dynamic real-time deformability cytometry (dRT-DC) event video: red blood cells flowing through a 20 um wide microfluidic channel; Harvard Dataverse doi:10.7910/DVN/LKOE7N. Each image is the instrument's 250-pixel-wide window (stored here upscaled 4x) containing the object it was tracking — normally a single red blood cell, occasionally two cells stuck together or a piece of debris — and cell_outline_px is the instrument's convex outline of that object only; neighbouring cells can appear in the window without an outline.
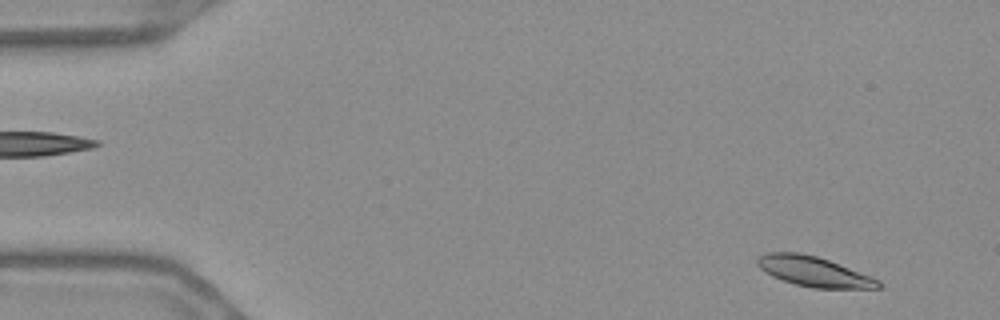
{"species": "Egyptian fruit bat (a non-hibernating species)", "species_latin": "Rousettus aegyptiacus", "temperature_condition": "warm", "stored_images_in_passage": 52, "camera_frame_rate_fps": 3000, "um_per_image_px": 0.085, "frame": {"image": 1, "passage_image": 1, "time_ms": 0.0, "image_size_px": [1000, 320], "cell_outline_px": [[884, 284], [880, 288], [812, 288], [796, 284], [772, 276], [764, 272], [756, 264], [756, 256], [764, 252], [796, 252], [816, 256], [828, 260], [872, 276], [880, 280]], "centroid_in_image_um": [69.16, 23.07], "position_along_channel_um": 15.8, "area_um2": 21.27}}
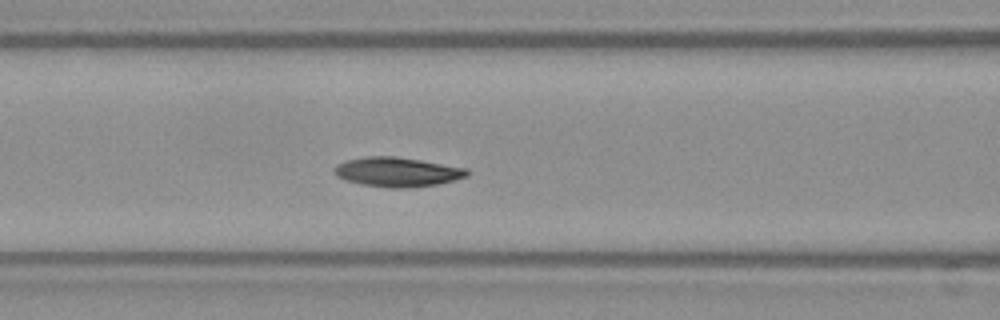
{"frame": {"image": 2, "passage_image": 20, "time_ms": 6.333, "image_size_px": [1000, 320], "cell_outline_px": [[472, 172], [468, 176], [436, 184], [404, 188], [388, 188], [364, 184], [348, 180], [336, 176], [332, 172], [332, 168], [336, 164], [344, 160], [368, 156], [396, 156], [468, 168]], "centroid_in_image_um": [33.75, 14.6], "position_along_channel_um": 132.9, "area_um2": 22.83}}
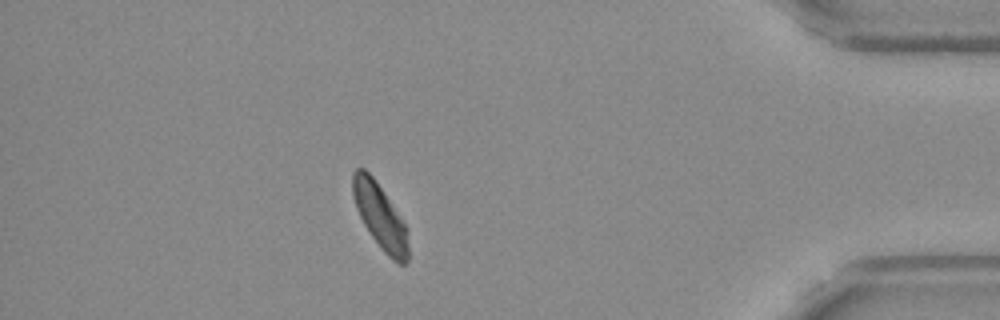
{"frame": {"image": 3, "passage_image": 46, "time_ms": 15.0, "image_size_px": [1000, 320], "cell_outline_px": [[408, 260], [404, 264], [400, 264], [392, 260], [380, 248], [364, 224], [356, 208], [352, 196], [352, 172], [356, 168], [364, 168], [372, 176], [384, 192], [408, 228]], "centroid_in_image_um": [32.31, 18.39], "position_along_channel_um": 402.9, "area_um2": 21.04}, "authors_computed_cell_mechanics": {"area_um2": 21.964, "velocity_mm_per_s": 3.6272, "shape_relaxation_time_tau1_ms": 2.6493, "shape_relaxation_time_tau2_ms": 4.9079, "deformation_change_tau1": 0.1121, "deformation_change_tau2": 0.0598}}